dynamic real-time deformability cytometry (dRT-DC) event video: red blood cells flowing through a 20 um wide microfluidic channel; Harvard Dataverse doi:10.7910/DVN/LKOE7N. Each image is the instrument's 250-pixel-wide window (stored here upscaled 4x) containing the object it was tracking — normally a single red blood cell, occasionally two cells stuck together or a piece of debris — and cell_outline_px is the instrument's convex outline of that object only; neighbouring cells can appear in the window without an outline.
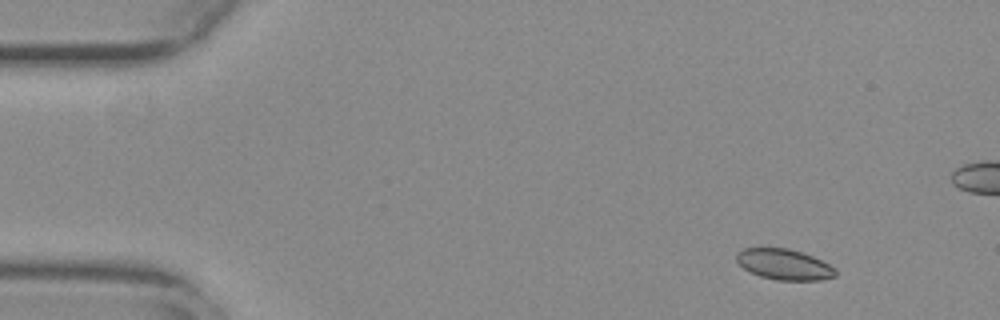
{"species": "common noctule bat (a hibernating species)", "species_latin": "Nyctalus noctula", "temperature_condition": "warm", "stored_images_in_passage": 51, "camera_frame_rate_fps": 3000, "um_per_image_px": 0.085, "animal": {"sex": "female", "body_mass_g": 29.2, "forearm_length_mm": 56.3}, "frame": {"image": 1, "passage_image": 1, "time_ms": 0.0, "image_size_px": [1000, 320], "cell_outline_px": [[836, 276], [820, 280], [776, 280], [760, 276], [744, 268], [736, 260], [736, 252], [744, 248], [788, 248], [812, 256], [836, 268]], "centroid_in_image_um": [66.65, 22.47], "position_along_channel_um": 18.4, "area_um2": 17.57}}
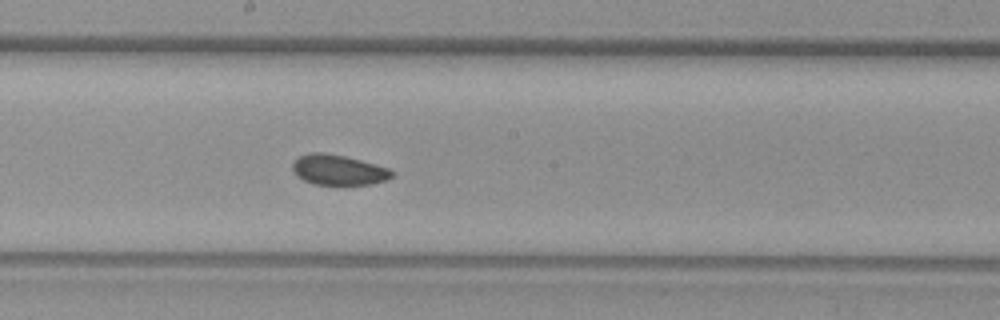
{"frame": {"image": 2, "passage_image": 25, "time_ms": 8.0, "image_size_px": [1000, 320], "cell_outline_px": [[396, 172], [388, 180], [372, 184], [312, 184], [296, 176], [292, 168], [292, 164], [300, 156], [312, 152], [324, 152], [344, 156], [392, 168]], "centroid_in_image_um": [28.81, 14.44], "position_along_channel_um": 219.4, "area_um2": 17.63}}
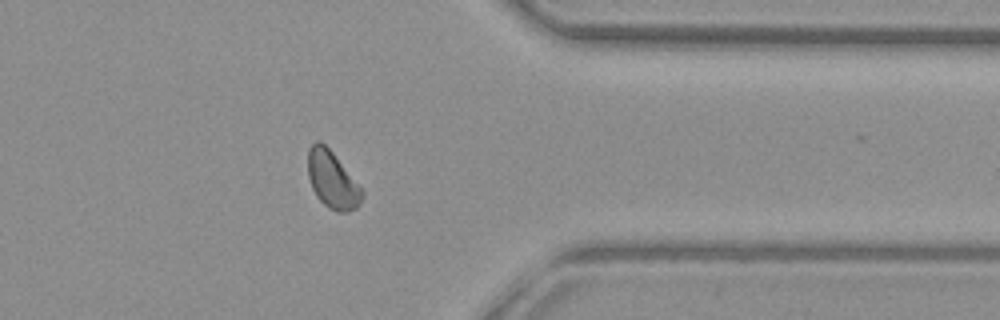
{"frame": {"image": 3, "passage_image": 39, "time_ms": 12.667, "image_size_px": [1000, 320], "cell_outline_px": [[364, 196], [360, 204], [356, 208], [348, 212], [336, 212], [328, 208], [316, 196], [312, 188], [308, 176], [308, 148], [316, 140], [320, 140], [332, 152], [364, 192]], "centroid_in_image_um": [28.23, 15.31], "position_along_channel_um": 383.2, "area_um2": 17.92}, "authors_computed_cell_mechanics": {"area_um2": 17.918, "velocity_mm_per_s": 3.7762, "shape_relaxation_time_tau1_ms": null, "shape_relaxation_time_tau2_ms": 6.4058, "deformation_change_tau1": null, "deformation_change_tau2": 0.0878}}